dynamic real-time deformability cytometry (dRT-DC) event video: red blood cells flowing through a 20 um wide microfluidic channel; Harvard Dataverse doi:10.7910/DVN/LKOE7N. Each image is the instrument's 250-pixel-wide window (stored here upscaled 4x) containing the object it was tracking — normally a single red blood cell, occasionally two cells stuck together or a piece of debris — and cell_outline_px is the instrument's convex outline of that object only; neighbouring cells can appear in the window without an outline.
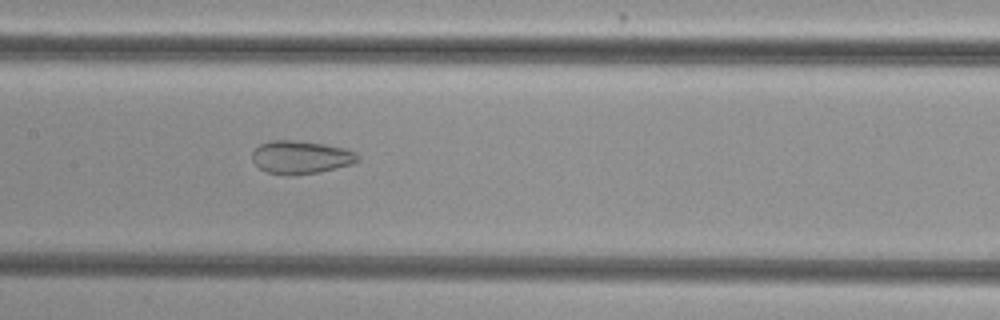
{"species": "common noctule bat (a hibernating species)", "species_latin": "Nyctalus noctula", "temperature_condition": "cold", "stored_images_in_passage": 39, "camera_frame_rate_fps": 3000, "um_per_image_px": 0.085, "animal": {"sex": "female", "body_mass_g": 29.2, "forearm_length_mm": 56.3}, "frame": {"image": 1, "passage_image": 15, "time_ms": 4.667, "image_size_px": [1000, 320], "cell_outline_px": [[360, 160], [352, 164], [320, 172], [292, 176], [284, 176], [268, 172], [260, 168], [252, 160], [252, 152], [260, 144], [272, 140], [296, 140], [324, 144], [344, 148], [356, 152], [360, 156]], "centroid_in_image_um": [25.58, 13.37], "position_along_channel_um": 181.8, "area_um2": 20.58}}
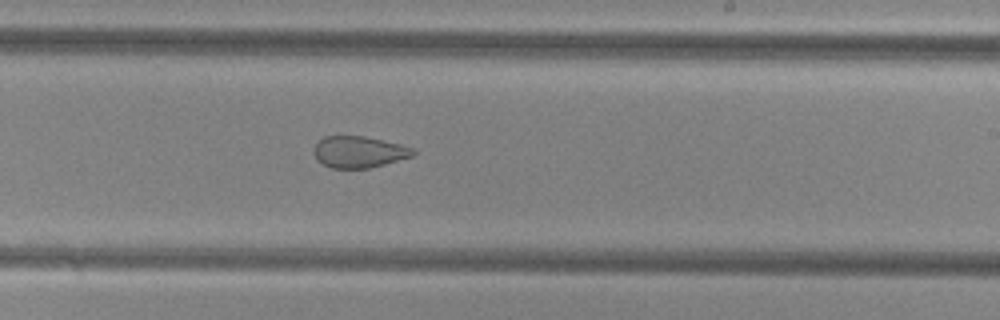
{"frame": {"image": 2, "passage_image": 21, "time_ms": 6.667, "image_size_px": [1000, 320], "cell_outline_px": [[416, 152], [412, 156], [384, 164], [368, 168], [332, 168], [324, 164], [312, 152], [312, 148], [324, 136], [364, 136], [400, 144], [416, 148]], "centroid_in_image_um": [30.52, 12.9], "position_along_channel_um": 258.5, "area_um2": 18.09}}
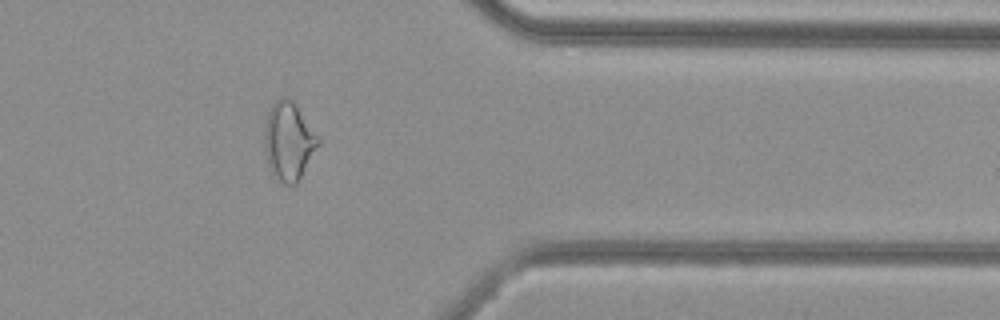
{"frame": {"image": 3, "passage_image": 32, "time_ms": 10.333, "image_size_px": [1000, 320], "cell_outline_px": [[320, 144], [300, 180], [296, 184], [284, 184], [272, 176], [268, 164], [264, 144], [264, 128], [268, 112], [272, 104], [280, 96], [288, 96], [296, 104], [320, 140]], "centroid_in_image_um": [24.53, 12.01], "position_along_channel_um": 386.9, "area_um2": 24.74}}